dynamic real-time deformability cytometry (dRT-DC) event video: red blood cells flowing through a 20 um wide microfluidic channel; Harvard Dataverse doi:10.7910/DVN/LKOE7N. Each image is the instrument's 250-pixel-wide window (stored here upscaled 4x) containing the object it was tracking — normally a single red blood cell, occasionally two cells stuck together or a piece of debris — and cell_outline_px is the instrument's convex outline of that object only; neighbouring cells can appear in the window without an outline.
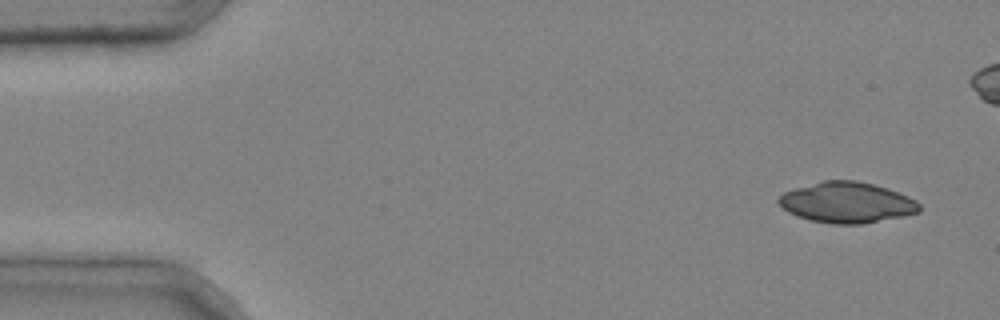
{"species": "common noctule bat (a hibernating species)", "species_latin": "Nyctalus noctula", "temperature_condition": "cold", "stored_images_in_passage": 2, "camera_frame_rate_fps": 3000, "um_per_image_px": 0.085, "animal": {"sex": "male", "body_mass_g": 20.4}, "frame": {"image": 1, "passage_image": 2, "time_ms": 0.333, "image_size_px": [1000, 320], "cell_outline_px": [[920, 212], [864, 224], [832, 224], [808, 220], [796, 216], [788, 212], [776, 200], [784, 192], [796, 188], [824, 180], [856, 180], [888, 188], [908, 196], [916, 200], [920, 204]], "centroid_in_image_um": [71.99, 17.22], "position_along_channel_um": 13.0, "area_um2": 33.41}}